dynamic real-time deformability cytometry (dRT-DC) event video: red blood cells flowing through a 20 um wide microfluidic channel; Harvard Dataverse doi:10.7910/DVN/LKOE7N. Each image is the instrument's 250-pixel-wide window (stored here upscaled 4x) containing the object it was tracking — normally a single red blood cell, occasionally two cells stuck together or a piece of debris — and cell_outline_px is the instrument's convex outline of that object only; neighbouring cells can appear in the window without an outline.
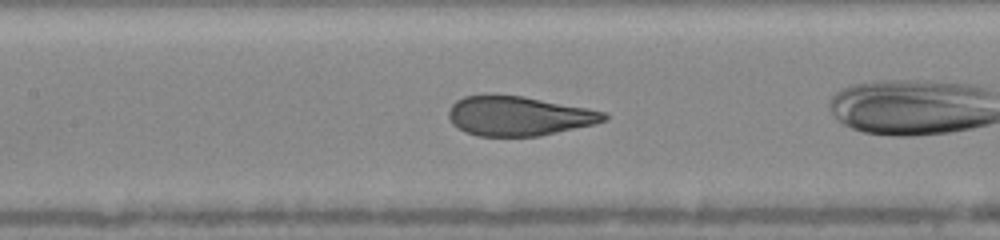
{"species": "human", "species_latin": "Homo sapiens", "temperature_condition": "warm", "stored_images_in_passage": 19, "camera_frame_rate_fps": 3000, "um_per_image_px": 0.085, "donor": {"sex": "female"}, "frame": {"image": 1, "passage_image": 6, "time_ms": 1.667, "image_size_px": [1000, 240], "cell_outline_px": [[608, 120], [596, 124], [540, 136], [476, 136], [452, 124], [448, 116], [448, 112], [452, 104], [456, 100], [464, 96], [484, 92], [492, 92], [524, 96], [588, 108], [608, 112]], "centroid_in_image_um": [44.09, 9.82], "position_along_channel_um": 163.3, "area_um2": 36.65}}
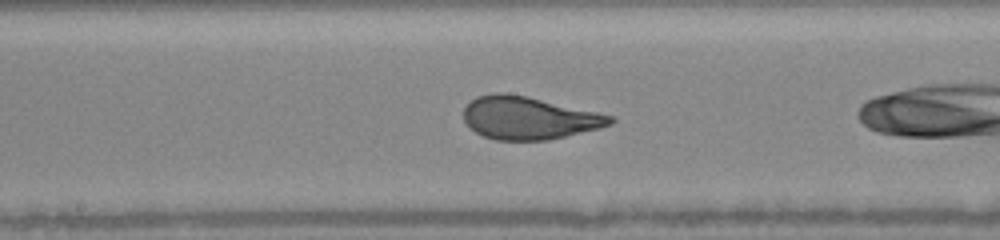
{"frame": {"image": 2, "passage_image": 9, "time_ms": 2.667, "image_size_px": [1000, 240], "cell_outline_px": [[616, 120], [612, 124], [600, 128], [548, 140], [496, 140], [484, 136], [476, 132], [464, 120], [464, 108], [476, 96], [496, 92], [504, 92], [524, 96], [596, 112], [612, 116]], "centroid_in_image_um": [44.94, 10.03], "position_along_channel_um": 203.3, "area_um2": 36.01}}